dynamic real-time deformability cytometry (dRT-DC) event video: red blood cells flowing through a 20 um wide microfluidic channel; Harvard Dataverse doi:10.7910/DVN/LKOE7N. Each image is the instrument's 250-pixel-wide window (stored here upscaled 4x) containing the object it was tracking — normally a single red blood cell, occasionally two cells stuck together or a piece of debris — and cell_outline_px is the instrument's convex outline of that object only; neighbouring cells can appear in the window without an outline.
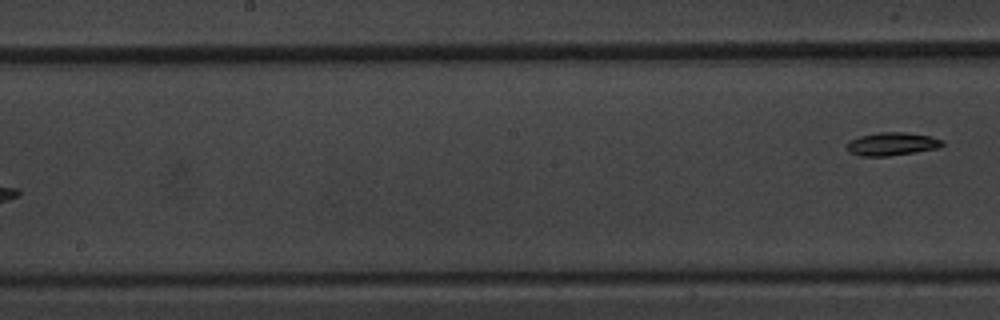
{"species": "common noctule bat (a hibernating species)", "species_latin": "Nyctalus noctula", "temperature_condition": "warm", "stored_images_in_passage": 9, "segment_of_instrument_passage": [2, 2], "camera_frame_rate_fps": 3000, "um_per_image_px": 0.085, "animal": {"sex": "male", "body_mass_g": 20.1, "forearm_length_mm": 53.5}, "frame": {"image": 1, "passage_image": 9, "time_ms": 10.0, "image_size_px": [1000, 320], "cell_outline_px": [[944, 144], [940, 148], [888, 156], [860, 156], [848, 152], [848, 140], [860, 136], [880, 132], [908, 132], [928, 136], [944, 140]], "centroid_in_image_um": [75.83, 12.23], "position_along_channel_um": 172.4, "area_um2": 12.89}}